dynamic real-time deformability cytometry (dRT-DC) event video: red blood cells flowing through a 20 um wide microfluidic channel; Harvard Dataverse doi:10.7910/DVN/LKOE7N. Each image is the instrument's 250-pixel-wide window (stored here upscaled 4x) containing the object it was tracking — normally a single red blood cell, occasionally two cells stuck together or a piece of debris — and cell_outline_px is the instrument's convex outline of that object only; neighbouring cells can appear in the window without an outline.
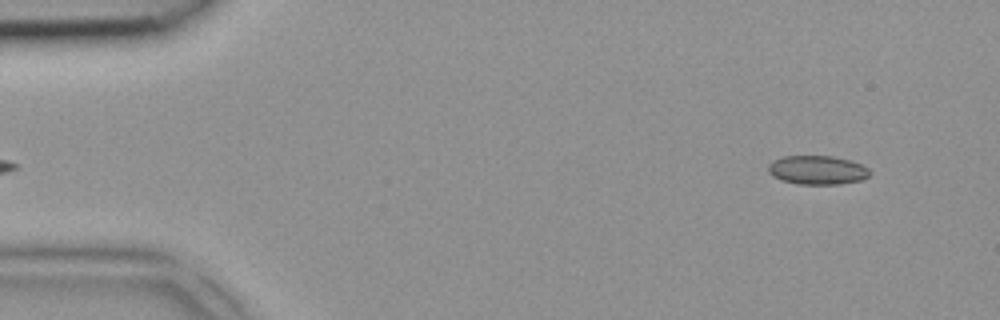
{"species": "common noctule bat (a hibernating species)", "species_latin": "Nyctalus noctula", "temperature_condition": "room temperature", "stored_images_in_passage": 4, "camera_frame_rate_fps": 3000, "um_per_image_px": 0.085, "animal": {"sex": "female", "body_mass_g": 18.4}, "frame": {"image": 1, "passage_image": 4, "time_ms": 1.0, "image_size_px": [1000, 320], "cell_outline_px": [[872, 172], [868, 176], [860, 180], [840, 184], [800, 184], [780, 180], [772, 176], [768, 172], [768, 164], [772, 160], [784, 156], [832, 156], [848, 160], [860, 164], [868, 168]], "centroid_in_image_um": [69.44, 14.45], "position_along_channel_um": 15.6, "area_um2": 17.11}}